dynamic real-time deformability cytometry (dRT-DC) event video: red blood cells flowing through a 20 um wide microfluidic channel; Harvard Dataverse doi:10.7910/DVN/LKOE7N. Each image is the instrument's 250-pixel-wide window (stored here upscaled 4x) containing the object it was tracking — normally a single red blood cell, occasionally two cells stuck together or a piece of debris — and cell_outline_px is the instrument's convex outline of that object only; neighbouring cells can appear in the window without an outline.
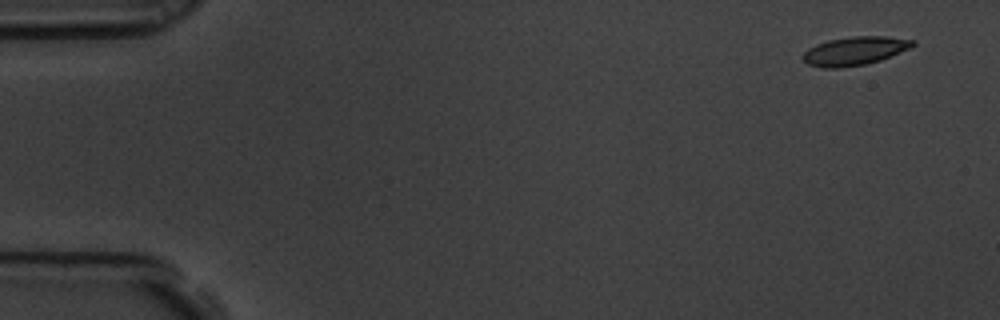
{"species": "common noctule bat (a hibernating species)", "species_latin": "Nyctalus noctula", "temperature_condition": "room temperature", "stored_images_in_passage": 4, "camera_frame_rate_fps": 3000, "um_per_image_px": 0.085, "animal": {"sex": "male", "body_mass_g": 19.5, "forearm_length_mm": 54.6}, "frame": {"image": 1, "passage_image": 1, "time_ms": 0.0, "image_size_px": [1000, 320], "cell_outline_px": [[916, 44], [908, 48], [880, 60], [864, 64], [840, 68], [820, 68], [808, 64], [800, 56], [808, 48], [816, 44], [828, 40], [852, 36], [884, 36], [916, 40]], "centroid_in_image_um": [72.6, 4.32], "position_along_channel_um": 12.4, "area_um2": 18.21}}
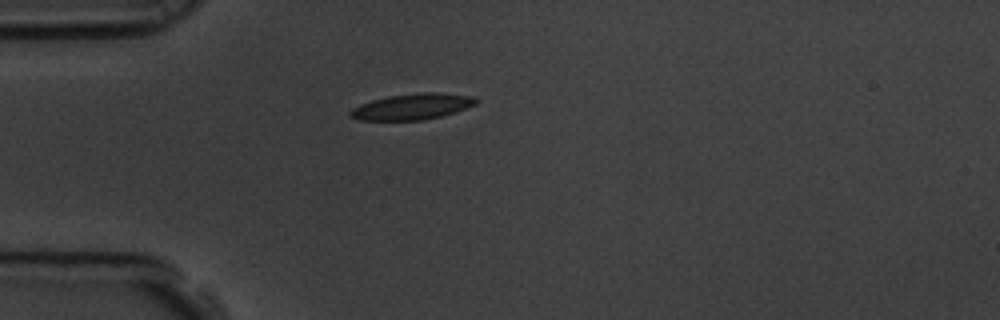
{"frame": {"image": 2, "passage_image": 4, "time_ms": 1.0, "image_size_px": [1000, 320], "cell_outline_px": [[480, 100], [476, 104], [440, 116], [424, 120], [360, 120], [348, 116], [348, 112], [352, 108], [360, 104], [372, 100], [388, 96], [420, 92], [436, 92], [472, 96]], "centroid_in_image_um": [35.0, 9.06], "position_along_channel_um": 50.0, "area_um2": 18.96}}